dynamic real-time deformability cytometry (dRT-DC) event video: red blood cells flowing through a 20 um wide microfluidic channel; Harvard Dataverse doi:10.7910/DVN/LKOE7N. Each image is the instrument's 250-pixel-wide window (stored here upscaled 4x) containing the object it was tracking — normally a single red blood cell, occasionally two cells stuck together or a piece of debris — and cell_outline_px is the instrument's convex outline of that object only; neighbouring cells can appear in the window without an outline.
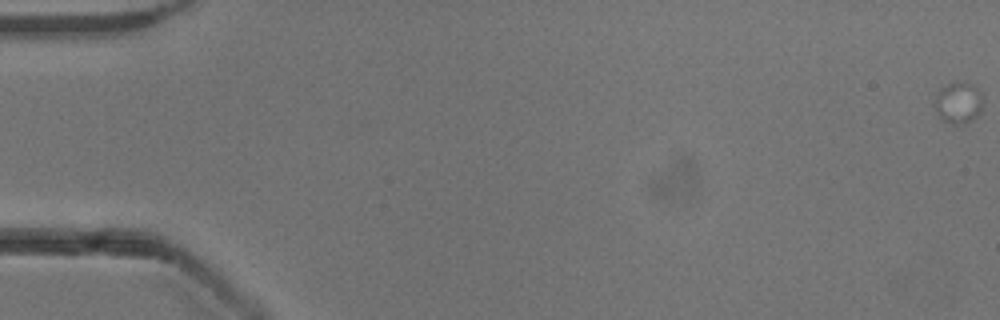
{"species": "common noctule bat (a hibernating species)", "species_latin": "Nyctalus noctula", "temperature_condition": "cold", "stored_images_in_passage": 3, "camera_frame_rate_fps": 3000, "um_per_image_px": 0.085, "animal": {"sex": "male", "body_mass_g": 13.3}, "frame": {"image": 1, "passage_image": 1, "time_ms": 0.0, "image_size_px": [1000, 320], "cell_outline_px": [[984, 100], [980, 112], [976, 116], [960, 124], [956, 124], [944, 120], [940, 116], [936, 108], [936, 92], [940, 88], [948, 84], [972, 84], [984, 96]], "centroid_in_image_um": [81.5, 8.72], "position_along_channel_um": 3.5, "area_um2": 11.1}}